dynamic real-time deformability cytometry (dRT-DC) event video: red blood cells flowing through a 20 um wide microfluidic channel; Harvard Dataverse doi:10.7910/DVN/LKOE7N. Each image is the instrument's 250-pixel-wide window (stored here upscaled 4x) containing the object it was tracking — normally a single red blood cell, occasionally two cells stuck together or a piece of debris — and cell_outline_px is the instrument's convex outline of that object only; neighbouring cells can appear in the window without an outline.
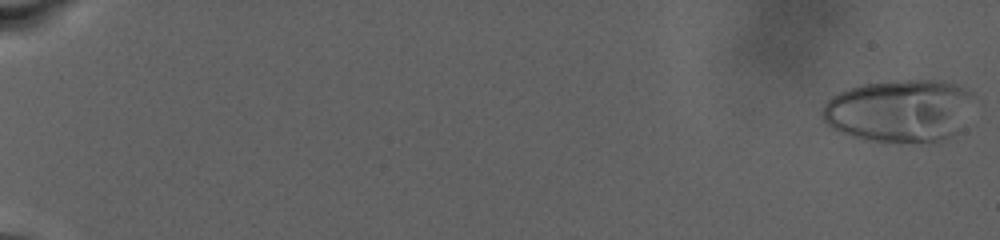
{"species": "human", "species_latin": "Homo sapiens", "temperature_condition": "warm", "stored_images_in_passage": 89, "camera_frame_rate_fps": 3000, "um_per_image_px": 0.085, "donor": {"sex": "male"}, "frame": {"image": 1, "passage_image": 1, "time_ms": 0.0, "image_size_px": [1000, 240], "cell_outline_px": [[984, 104], [952, 136], [932, 144], [860, 140], [840, 132], [832, 128], [820, 116], [820, 112], [824, 104], [832, 96], [848, 88], [864, 84], [900, 80], [944, 80], [968, 88]], "centroid_in_image_um": [76.63, 9.42], "position_along_channel_um": 8.4, "area_um2": 57.68}}
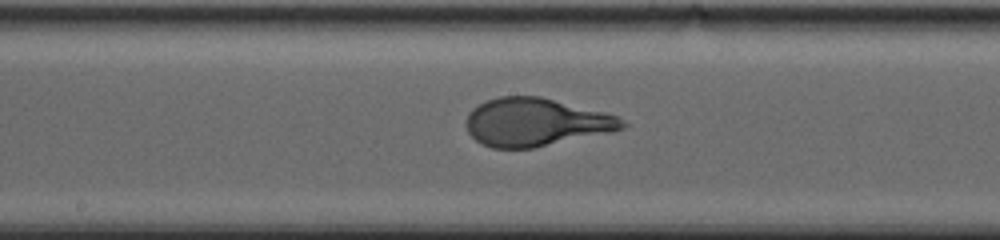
{"frame": {"image": 2, "passage_image": 52, "time_ms": 17.0, "image_size_px": [1000, 240], "cell_outline_px": [[628, 124], [624, 128], [612, 132], [532, 148], [492, 148], [476, 140], [468, 132], [464, 124], [468, 112], [472, 108], [488, 100], [500, 96], [540, 96], [604, 112], [616, 116], [624, 120]], "centroid_in_image_um": [45.52, 10.39], "position_along_channel_um": 202.7, "area_um2": 43.64}}
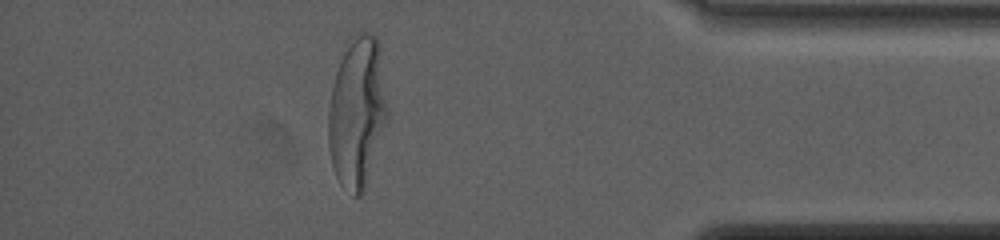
{"frame": {"image": 3, "passage_image": 80, "time_ms": 26.333, "image_size_px": [1000, 240], "cell_outline_px": [[388, 120], [364, 192], [360, 196], [352, 196], [340, 184], [332, 168], [328, 148], [328, 112], [332, 84], [340, 60], [344, 52], [356, 36], [364, 32], [368, 32], [376, 36], [380, 44], [388, 108]], "centroid_in_image_um": [30.37, 9.61], "position_along_channel_um": 404.8, "area_um2": 52.37}, "authors_computed_cell_mechanics": {"area_um2": 46.24, "velocity_mm_per_s": 2.4584, "shape_relaxation_time_tau1_ms": 6.8418, "shape_relaxation_time_tau2_ms": null, "deformation_change_tau1": 0.2582, "deformation_change_tau2": null}}